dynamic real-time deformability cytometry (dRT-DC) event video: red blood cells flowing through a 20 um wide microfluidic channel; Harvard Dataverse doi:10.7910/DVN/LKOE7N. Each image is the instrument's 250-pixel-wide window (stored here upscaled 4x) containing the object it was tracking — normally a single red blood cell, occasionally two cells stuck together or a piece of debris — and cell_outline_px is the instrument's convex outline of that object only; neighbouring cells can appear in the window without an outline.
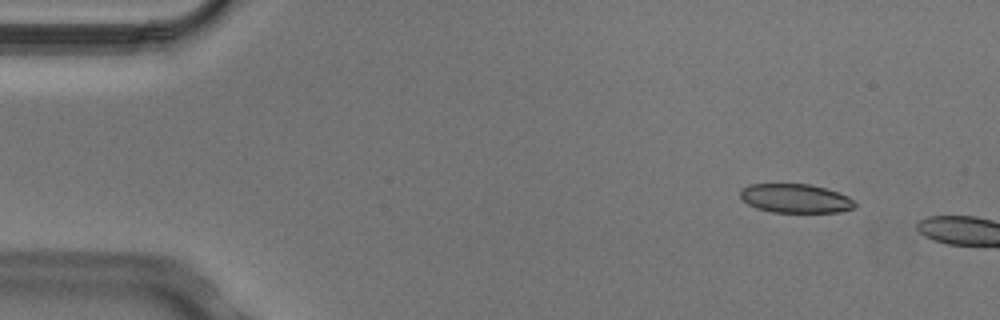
{"species": "Egyptian fruit bat (a non-hibernating species)", "species_latin": "Rousettus aegyptiacus", "temperature_condition": "cold", "stored_images_in_passage": 4, "camera_frame_rate_fps": 3000, "um_per_image_px": 0.085, "animal": {"sex": "male"}, "frame": {"image": 1, "passage_image": 2, "time_ms": 0.333, "image_size_px": [1000, 320], "cell_outline_px": [[856, 208], [840, 212], [772, 212], [756, 208], [748, 204], [740, 196], [740, 188], [748, 184], [812, 184], [848, 196], [856, 204]], "centroid_in_image_um": [67.6, 16.86], "position_along_channel_um": 17.4, "area_um2": 19.36}}